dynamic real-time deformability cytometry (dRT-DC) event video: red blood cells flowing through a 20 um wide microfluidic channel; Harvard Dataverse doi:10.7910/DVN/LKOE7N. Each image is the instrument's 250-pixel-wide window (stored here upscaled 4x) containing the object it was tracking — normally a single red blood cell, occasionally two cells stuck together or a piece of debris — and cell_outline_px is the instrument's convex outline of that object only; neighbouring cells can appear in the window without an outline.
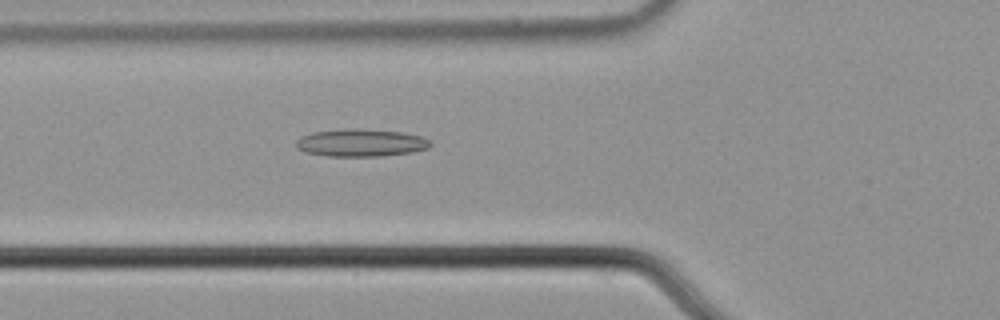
{"species": "common noctule bat (a hibernating species)", "species_latin": "Nyctalus noctula", "temperature_condition": "cold", "stored_images_in_passage": 56, "camera_frame_rate_fps": 3000, "um_per_image_px": 0.085, "animal": {"sex": "male", "body_mass_g": 21.5, "forearm_length_mm": 52.0}, "frame": {"image": 1, "passage_image": 21, "time_ms": 6.667, "image_size_px": [1000, 320], "cell_outline_px": [[432, 144], [428, 148], [412, 152], [380, 156], [328, 156], [304, 152], [296, 148], [296, 140], [300, 136], [312, 132], [344, 128], [356, 128], [400, 132], [420, 136], [428, 140]], "centroid_in_image_um": [30.61, 12.13], "position_along_channel_um": 95.2, "area_um2": 21.62}}
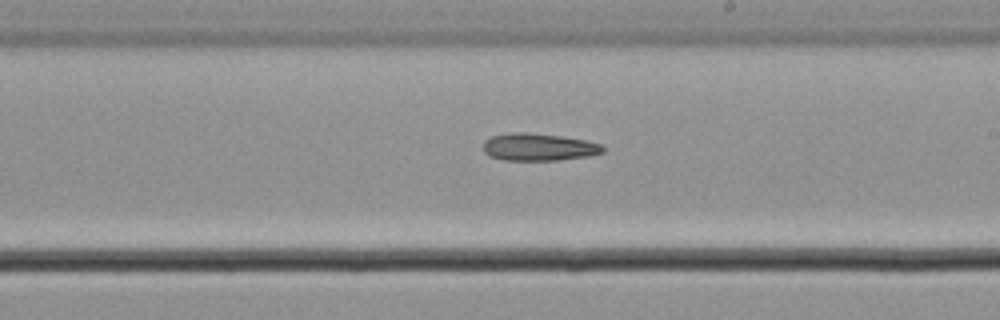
{"frame": {"image": 2, "passage_image": 33, "time_ms": 10.667, "image_size_px": [1000, 320], "cell_outline_px": [[604, 152], [588, 156], [556, 160], [504, 160], [488, 156], [484, 152], [484, 140], [492, 136], [512, 132], [524, 132], [560, 136], [584, 140], [600, 144], [604, 148]], "centroid_in_image_um": [45.75, 12.5], "position_along_channel_um": 243.3, "area_um2": 18.96}}
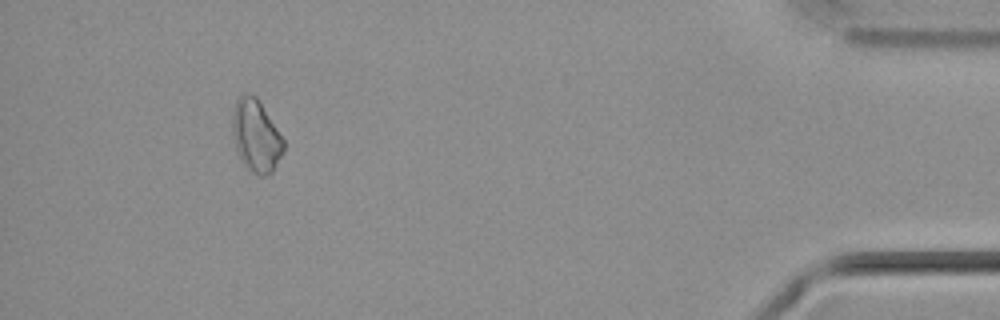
{"frame": {"image": 3, "passage_image": 52, "time_ms": 17.0, "image_size_px": [1000, 320], "cell_outline_px": [[284, 152], [272, 172], [264, 176], [260, 176], [252, 172], [244, 164], [236, 148], [232, 132], [232, 112], [236, 100], [240, 92], [244, 92], [256, 96], [284, 140]], "centroid_in_image_um": [21.75, 11.52], "position_along_channel_um": 413.5, "area_um2": 21.5}}